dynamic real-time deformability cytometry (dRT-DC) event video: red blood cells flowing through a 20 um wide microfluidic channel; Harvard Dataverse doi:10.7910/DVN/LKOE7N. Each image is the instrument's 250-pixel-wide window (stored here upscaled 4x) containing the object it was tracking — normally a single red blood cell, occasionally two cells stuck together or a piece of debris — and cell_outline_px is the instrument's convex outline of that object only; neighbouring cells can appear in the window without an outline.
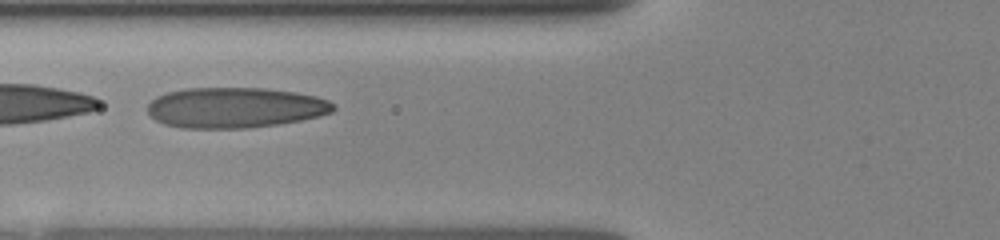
{"species": "human", "species_latin": "Homo sapiens", "temperature_condition": "room temperature", "stored_images_in_passage": 63, "camera_frame_rate_fps": 3000, "um_per_image_px": 0.085, "donor": {"sex": "female"}, "frame": {"image": 1, "passage_image": 8, "time_ms": 1.667, "image_size_px": [1000, 240], "cell_outline_px": [[336, 108], [332, 112], [320, 116], [300, 120], [276, 124], [248, 128], [180, 128], [164, 124], [156, 120], [148, 112], [148, 104], [156, 96], [168, 92], [188, 88], [264, 88], [292, 92], [316, 96], [328, 100]], "centroid_in_image_um": [19.96, 9.15], "position_along_channel_um": 105.8, "area_um2": 43.7}}
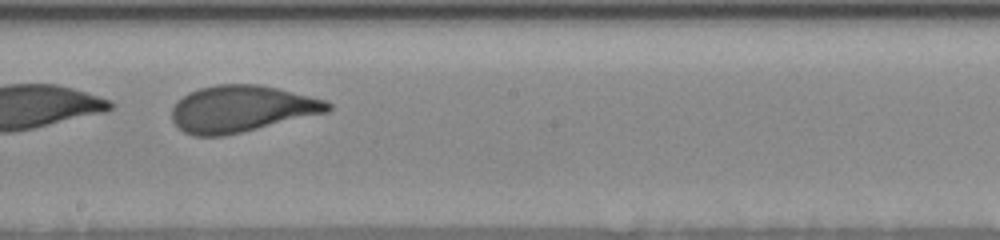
{"frame": {"image": 2, "passage_image": 25, "time_ms": 4.667, "image_size_px": [1000, 240], "cell_outline_px": [[332, 108], [328, 112], [224, 136], [192, 136], [184, 132], [172, 120], [172, 108], [176, 100], [188, 92], [200, 88], [216, 84], [260, 84], [328, 100], [332, 104]], "centroid_in_image_um": [20.52, 9.24], "position_along_channel_um": 227.7, "area_um2": 42.54}}
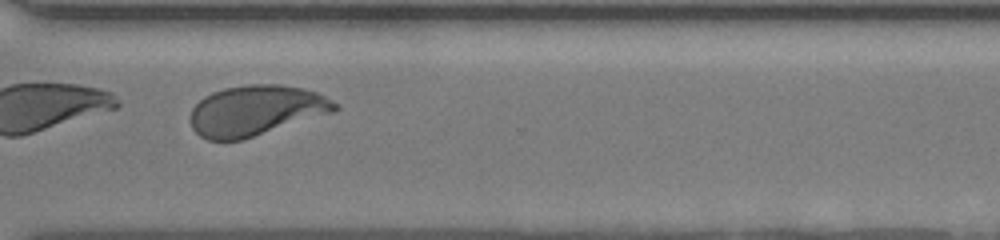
{"frame": {"image": 3, "passage_image": 41, "time_ms": 7.667, "image_size_px": [1000, 240], "cell_outline_px": [[340, 108], [336, 112], [244, 140], [208, 140], [200, 136], [192, 128], [188, 116], [192, 108], [204, 96], [212, 92], [224, 88], [248, 84], [280, 84], [300, 88], [316, 92], [340, 104]], "centroid_in_image_um": [21.77, 9.41], "position_along_channel_um": 348.8, "area_um2": 43.0}}